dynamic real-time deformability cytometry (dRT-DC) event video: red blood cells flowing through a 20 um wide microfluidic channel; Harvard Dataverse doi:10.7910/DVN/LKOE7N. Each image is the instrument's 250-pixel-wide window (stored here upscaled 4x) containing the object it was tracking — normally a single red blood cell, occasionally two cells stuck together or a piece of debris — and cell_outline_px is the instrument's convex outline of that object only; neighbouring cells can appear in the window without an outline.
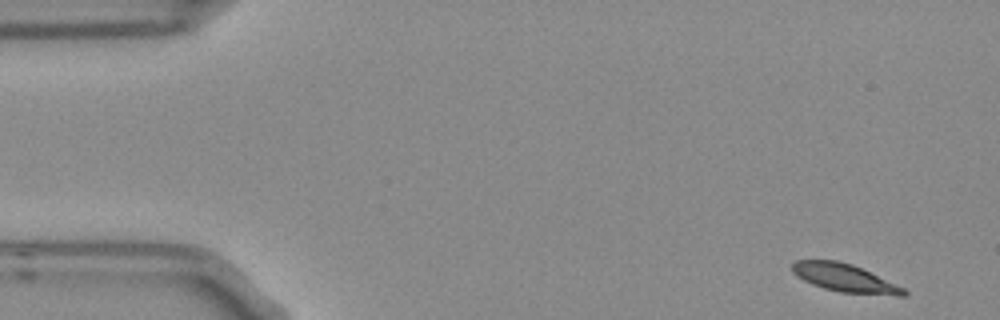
{"species": "Egyptian fruit bat (a non-hibernating species)", "species_latin": "Rousettus aegyptiacus", "temperature_condition": "room temperature", "stored_images_in_passage": 4, "camera_frame_rate_fps": 3000, "um_per_image_px": 0.085, "frame": {"image": 1, "passage_image": 1, "time_ms": 0.0, "image_size_px": [1000, 320], "cell_outline_px": [[908, 296], [896, 296], [840, 292], [824, 288], [812, 284], [796, 276], [792, 272], [792, 264], [796, 260], [836, 260], [852, 264], [904, 288], [908, 292]], "centroid_in_image_um": [71.8, 23.63], "position_along_channel_um": 13.2, "area_um2": 18.15}}